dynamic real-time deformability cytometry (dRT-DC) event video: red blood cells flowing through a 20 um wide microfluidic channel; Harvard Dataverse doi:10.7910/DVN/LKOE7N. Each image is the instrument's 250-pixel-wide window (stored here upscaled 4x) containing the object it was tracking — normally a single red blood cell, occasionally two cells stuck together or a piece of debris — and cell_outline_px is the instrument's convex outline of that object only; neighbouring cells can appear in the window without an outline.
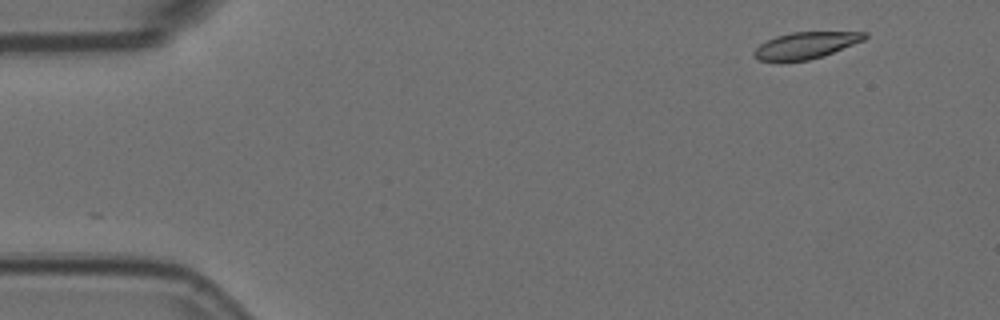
{"species": "Egyptian fruit bat (a non-hibernating species)", "species_latin": "Rousettus aegyptiacus", "temperature_condition": "room temperature", "stored_images_in_passage": 4, "camera_frame_rate_fps": 3000, "um_per_image_px": 0.085, "animal": {"sex": "female"}, "frame": {"image": 1, "passage_image": 1, "time_ms": 0.0, "image_size_px": [1000, 320], "cell_outline_px": [[868, 36], [864, 40], [824, 56], [808, 60], [760, 60], [752, 56], [752, 52], [760, 44], [776, 36], [792, 32], [868, 32]], "centroid_in_image_um": [68.51, 3.84], "position_along_channel_um": 16.5, "area_um2": 16.94}}
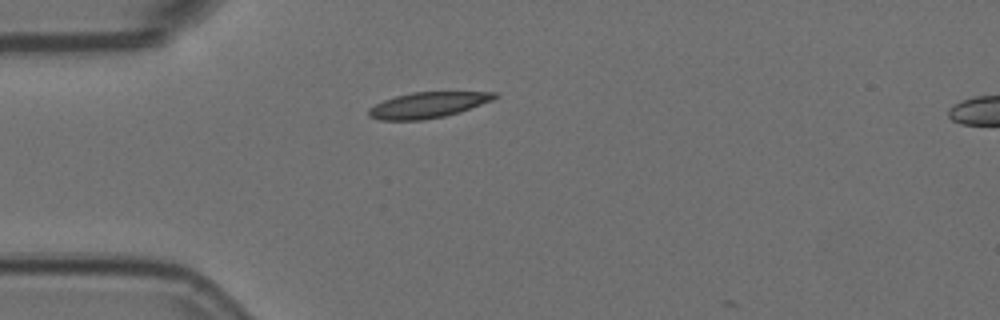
{"frame": {"image": 2, "passage_image": 4, "time_ms": 1.0, "image_size_px": [1000, 320], "cell_outline_px": [[500, 96], [492, 100], [460, 112], [444, 116], [420, 120], [380, 120], [368, 116], [368, 108], [384, 100], [396, 96], [412, 92], [500, 92]], "centroid_in_image_um": [36.38, 8.92], "position_along_channel_um": 48.6, "area_um2": 18.84}}